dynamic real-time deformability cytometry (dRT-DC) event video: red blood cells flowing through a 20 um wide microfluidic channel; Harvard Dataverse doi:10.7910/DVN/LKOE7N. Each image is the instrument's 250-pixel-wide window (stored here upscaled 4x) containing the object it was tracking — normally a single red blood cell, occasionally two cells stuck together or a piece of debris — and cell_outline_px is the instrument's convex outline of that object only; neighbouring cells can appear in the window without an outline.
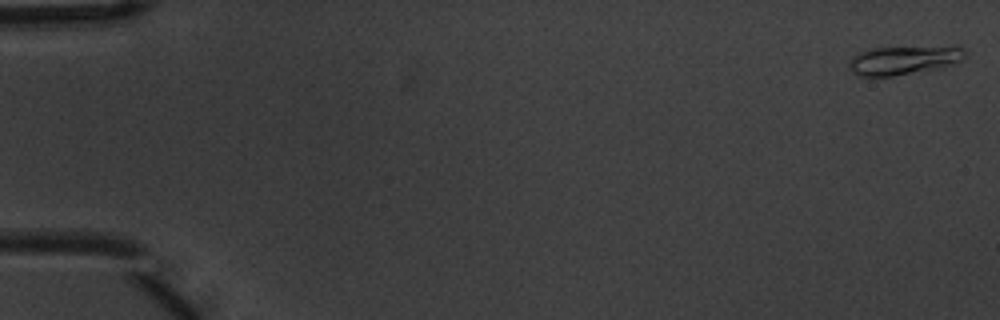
{"species": "common noctule bat (a hibernating species)", "species_latin": "Nyctalus noctula", "temperature_condition": "warm", "stored_images_in_passage": 7, "camera_frame_rate_fps": 3000, "um_per_image_px": 0.085, "animal": {"sex": "male", "body_mass_g": 20.1, "forearm_length_mm": 53.5}, "frame": {"image": 1, "passage_image": 1, "time_ms": 0.0, "image_size_px": [1000, 320], "cell_outline_px": [[968, 56], [960, 60], [940, 68], [892, 76], [860, 76], [852, 72], [848, 68], [848, 60], [852, 56], [860, 52], [872, 48], [960, 44], [968, 52]], "centroid_in_image_um": [76.9, 5.07], "position_along_channel_um": 8.1, "area_um2": 20.29}}
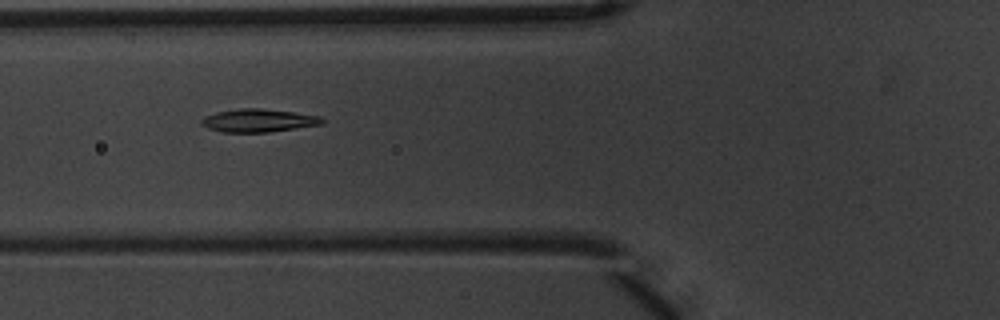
{"frame": {"image": 2, "passage_image": 6, "time_ms": 1.667, "image_size_px": [1000, 320], "cell_outline_px": [[324, 124], [268, 132], [224, 132], [208, 128], [200, 124], [200, 120], [204, 116], [216, 112], [240, 108], [260, 108], [292, 112], [320, 116], [324, 120]], "centroid_in_image_um": [21.94, 10.24], "position_along_channel_um": 103.9, "area_um2": 16.18}}
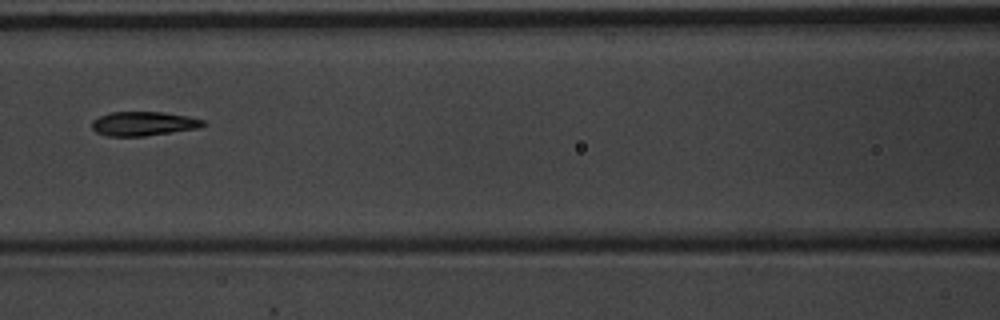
{"frame": {"image": 3, "passage_image": 7, "time_ms": 2.0, "image_size_px": [1000, 320], "cell_outline_px": [[208, 124], [200, 128], [144, 136], [108, 136], [96, 132], [92, 128], [92, 120], [100, 116], [112, 112], [164, 112], [204, 120]], "centroid_in_image_um": [12.21, 10.51], "position_along_channel_um": 154.4, "area_um2": 15.61}}